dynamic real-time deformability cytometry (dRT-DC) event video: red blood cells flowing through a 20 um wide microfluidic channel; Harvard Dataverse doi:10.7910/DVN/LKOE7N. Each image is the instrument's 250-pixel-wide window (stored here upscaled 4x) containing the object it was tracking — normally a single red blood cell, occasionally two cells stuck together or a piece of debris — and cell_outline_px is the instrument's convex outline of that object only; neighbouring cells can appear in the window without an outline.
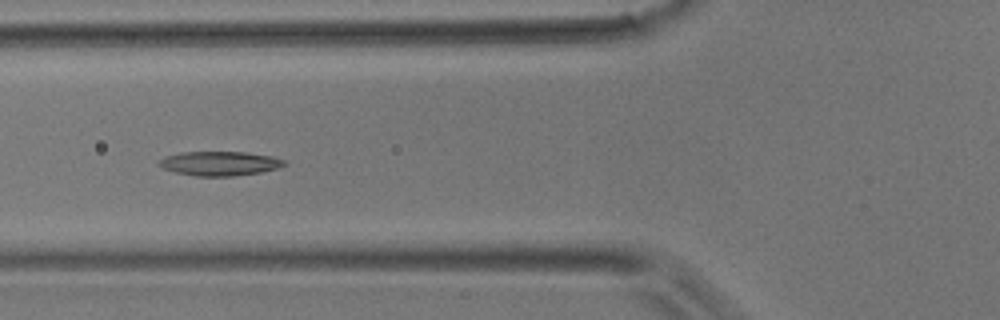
{"species": "common noctule bat (a hibernating species)", "species_latin": "Nyctalus noctula", "temperature_condition": "room temperature", "stored_images_in_passage": 4, "camera_frame_rate_fps": 3000, "um_per_image_px": 0.085, "animal": {"sex": "male", "body_mass_g": 17.9}, "frame": {"image": 1, "passage_image": 4, "time_ms": 1.0, "image_size_px": [1000, 320], "cell_outline_px": [[288, 164], [276, 168], [260, 172], [232, 176], [196, 176], [176, 172], [164, 168], [156, 164], [164, 156], [180, 152], [244, 152], [272, 156], [284, 160]], "centroid_in_image_um": [18.65, 13.89], "position_along_channel_um": 107.1, "area_um2": 17.63}}